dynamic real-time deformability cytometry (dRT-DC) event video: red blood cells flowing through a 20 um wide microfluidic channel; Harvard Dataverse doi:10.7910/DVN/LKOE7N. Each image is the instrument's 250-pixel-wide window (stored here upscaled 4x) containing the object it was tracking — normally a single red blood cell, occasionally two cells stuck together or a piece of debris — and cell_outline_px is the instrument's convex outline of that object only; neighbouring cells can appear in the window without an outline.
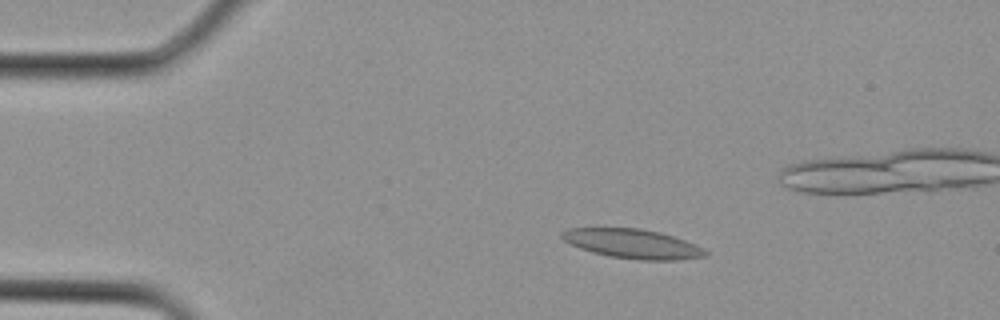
{"species": "Egyptian fruit bat (a non-hibernating species)", "species_latin": "Rousettus aegyptiacus", "temperature_condition": "cold", "stored_images_in_passage": 3, "camera_frame_rate_fps": 3000, "um_per_image_px": 0.085, "animal": {"sex": "female"}, "frame": {"image": 1, "passage_image": 1, "time_ms": 0.0, "image_size_px": [1000, 320], "cell_outline_px": [[708, 256], [676, 260], [640, 260], [608, 256], [592, 252], [580, 248], [564, 240], [560, 236], [560, 232], [568, 228], [640, 228], [660, 232], [696, 244], [704, 248], [708, 252]], "centroid_in_image_um": [53.79, 20.72], "position_along_channel_um": 31.2, "area_um2": 24.57}}